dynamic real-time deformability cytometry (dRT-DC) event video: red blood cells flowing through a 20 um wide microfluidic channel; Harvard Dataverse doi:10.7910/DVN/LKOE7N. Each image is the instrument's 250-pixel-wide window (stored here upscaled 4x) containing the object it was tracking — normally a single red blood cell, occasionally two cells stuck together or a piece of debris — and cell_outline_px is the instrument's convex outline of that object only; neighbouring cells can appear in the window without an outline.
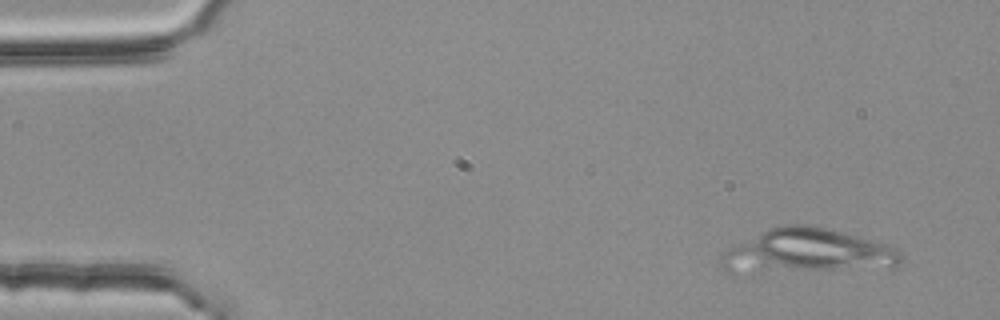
{"species": "common noctule bat (a hibernating species)", "species_latin": "Nyctalus noctula", "temperature_condition": "room temperature", "stored_images_in_passage": 4, "camera_frame_rate_fps": 3000, "um_per_image_px": 0.085, "animal": {"sex": "female", "body_mass_g": 25.1}, "frame": {"image": 1, "passage_image": 1, "time_ms": 0.0, "image_size_px": [1000, 320], "cell_outline_px": [[904, 256], [892, 268], [728, 272], [720, 264], [724, 252], [768, 228], [784, 224], [800, 224], [824, 228], [884, 244], [896, 248]], "centroid_in_image_um": [68.64, 21.36], "position_along_channel_um": 16.4, "area_um2": 44.97}}